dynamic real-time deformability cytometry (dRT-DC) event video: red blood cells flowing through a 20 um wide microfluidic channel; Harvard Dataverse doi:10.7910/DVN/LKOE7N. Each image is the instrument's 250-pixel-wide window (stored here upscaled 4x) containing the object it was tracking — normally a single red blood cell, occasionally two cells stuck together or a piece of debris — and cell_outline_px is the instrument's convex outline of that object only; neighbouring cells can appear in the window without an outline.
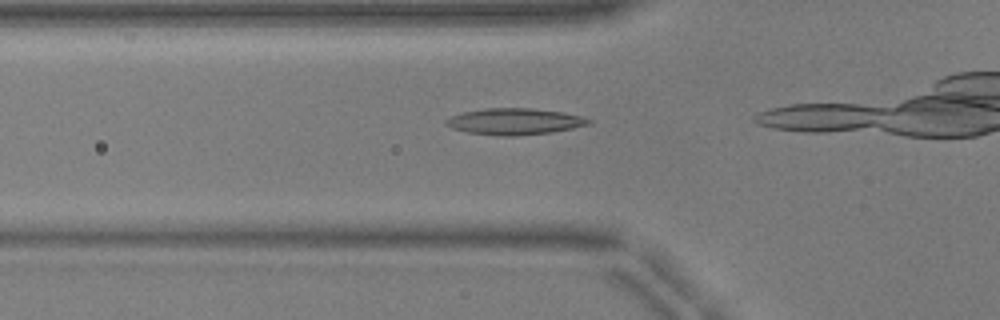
{"species": "common noctule bat (a hibernating species)", "species_latin": "Nyctalus noctula", "temperature_condition": "warm", "stored_images_in_passage": 13, "camera_frame_rate_fps": 3000, "um_per_image_px": 0.085, "animal": {"sex": "male", "body_mass_g": 17.9, "forearm_length_mm": 54.2}, "frame": {"image": 1, "passage_image": 11, "time_ms": 3.333, "image_size_px": [1000, 320], "cell_outline_px": [[592, 124], [552, 132], [516, 136], [496, 136], [468, 132], [452, 128], [444, 124], [444, 120], [452, 116], [464, 112], [484, 108], [532, 108], [564, 112], [580, 116], [592, 120]], "centroid_in_image_um": [43.74, 10.33], "position_along_channel_um": 82.1, "area_um2": 22.02}}